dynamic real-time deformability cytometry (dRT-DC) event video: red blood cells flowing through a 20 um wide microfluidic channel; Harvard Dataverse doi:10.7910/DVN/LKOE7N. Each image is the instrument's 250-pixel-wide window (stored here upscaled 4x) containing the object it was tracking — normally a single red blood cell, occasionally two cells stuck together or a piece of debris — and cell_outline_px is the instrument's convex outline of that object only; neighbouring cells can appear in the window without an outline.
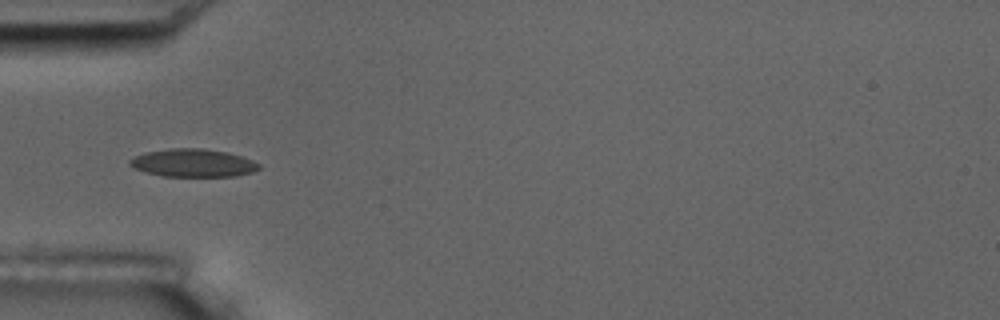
{"species": "common noctule bat (a hibernating species)", "species_latin": "Nyctalus noctula", "temperature_condition": "room temperature", "stored_images_in_passage": 5, "camera_frame_rate_fps": 3000, "um_per_image_px": 0.085, "animal": {"sex": "male", "body_mass_g": 17.5, "forearm_length_mm": 52.3}, "frame": {"image": 1, "passage_image": 3, "time_ms": 0.667, "image_size_px": [1000, 320], "cell_outline_px": [[260, 168], [252, 172], [236, 176], [164, 176], [148, 172], [136, 168], [128, 164], [128, 160], [144, 152], [168, 148], [200, 148], [228, 152], [252, 160], [260, 164]], "centroid_in_image_um": [16.41, 13.84], "position_along_channel_um": 68.6, "area_um2": 20.92}}